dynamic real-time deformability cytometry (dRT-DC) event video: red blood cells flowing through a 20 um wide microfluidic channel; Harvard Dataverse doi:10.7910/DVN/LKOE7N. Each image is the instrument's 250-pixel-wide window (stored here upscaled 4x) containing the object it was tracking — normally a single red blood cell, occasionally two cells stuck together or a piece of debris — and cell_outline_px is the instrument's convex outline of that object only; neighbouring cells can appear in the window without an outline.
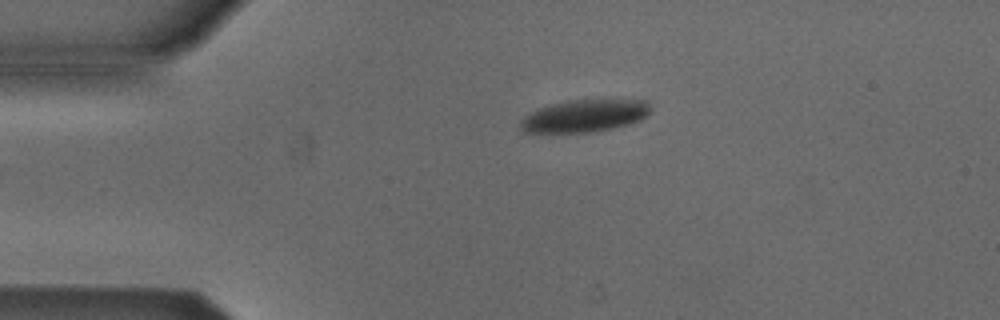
{"species": "Egyptian fruit bat (a non-hibernating species)", "species_latin": "Rousettus aegyptiacus", "temperature_condition": "cold", "stored_images_in_passage": 5, "camera_frame_rate_fps": 3000, "um_per_image_px": 0.085, "animal": {"sex": "male"}, "frame": {"image": 1, "passage_image": 5, "time_ms": 5.667, "image_size_px": [1000, 320], "cell_outline_px": [[652, 104], [648, 112], [640, 120], [628, 124], [612, 128], [588, 132], [524, 132], [520, 128], [520, 120], [524, 116], [536, 108], [568, 100], [648, 100]], "centroid_in_image_um": [49.66, 9.83], "position_along_channel_um": 35.3, "area_um2": 24.39}}